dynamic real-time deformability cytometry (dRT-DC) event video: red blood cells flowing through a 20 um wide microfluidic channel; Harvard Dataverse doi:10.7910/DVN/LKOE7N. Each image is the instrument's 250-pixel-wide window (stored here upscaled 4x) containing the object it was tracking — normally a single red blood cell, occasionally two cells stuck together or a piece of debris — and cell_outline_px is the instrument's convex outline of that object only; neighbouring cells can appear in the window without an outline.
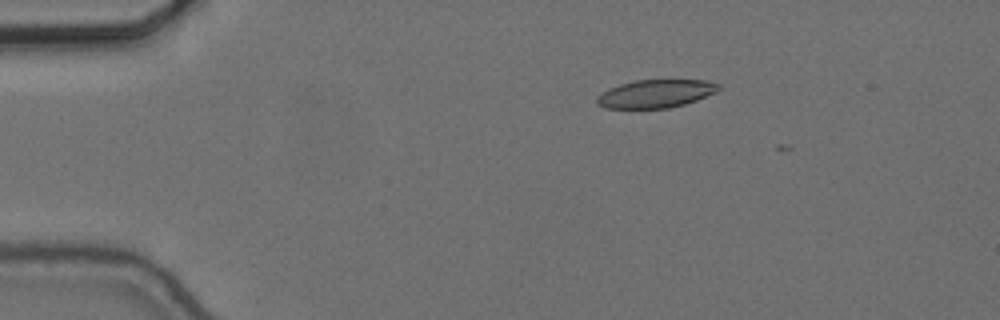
{"species": "common noctule bat (a hibernating species)", "species_latin": "Nyctalus noctula", "temperature_condition": "cold", "stored_images_in_passage": 5, "camera_frame_rate_fps": 3000, "um_per_image_px": 0.085, "animal": {"sex": "female", "body_mass_g": 24.6, "forearm_length_mm": 56.2}, "frame": {"image": 1, "passage_image": 1, "time_ms": 0.0, "image_size_px": [1000, 320], "cell_outline_px": [[720, 88], [716, 92], [696, 100], [684, 104], [668, 108], [604, 108], [596, 104], [596, 96], [600, 92], [608, 88], [620, 84], [636, 80], [704, 80], [720, 84]], "centroid_in_image_um": [55.68, 7.96], "position_along_channel_um": 29.3, "area_um2": 20.0}}